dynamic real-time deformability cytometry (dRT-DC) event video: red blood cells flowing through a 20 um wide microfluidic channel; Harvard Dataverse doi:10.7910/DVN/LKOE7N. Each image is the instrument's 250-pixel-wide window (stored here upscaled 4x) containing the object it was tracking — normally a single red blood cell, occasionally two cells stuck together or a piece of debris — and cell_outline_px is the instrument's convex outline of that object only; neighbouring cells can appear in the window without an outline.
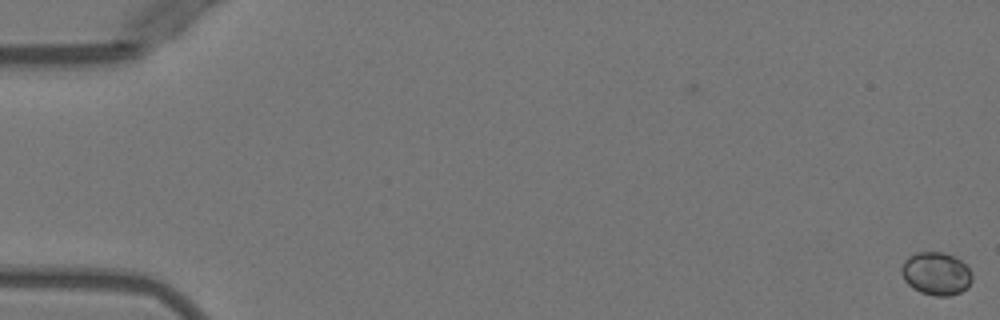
{"species": "Egyptian fruit bat (a non-hibernating species)", "species_latin": "Rousettus aegyptiacus", "temperature_condition": "warm", "stored_images_in_passage": 7, "camera_frame_rate_fps": 3000, "um_per_image_px": 0.085, "animal": {"sex": "female"}, "frame": {"image": 1, "passage_image": 1, "time_ms": 0.0, "image_size_px": [1000, 320], "cell_outline_px": [[972, 280], [968, 288], [960, 292], [948, 296], [936, 296], [920, 292], [912, 288], [904, 280], [900, 272], [900, 268], [904, 260], [908, 256], [916, 252], [944, 252], [956, 256], [968, 268], [972, 276]], "centroid_in_image_um": [79.55, 23.25], "position_along_channel_um": 5.5, "area_um2": 17.92}}
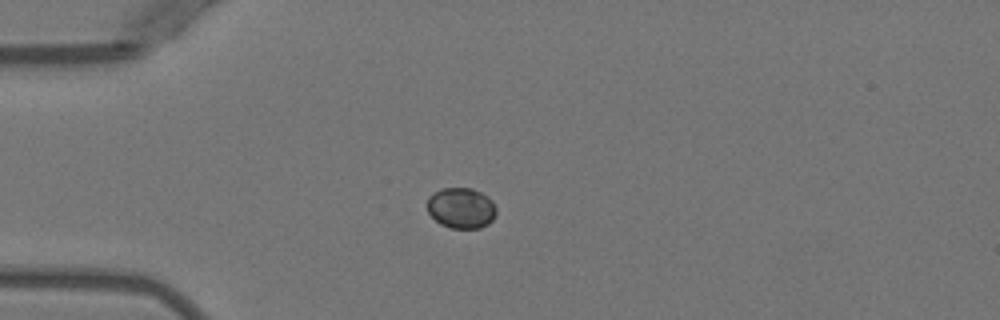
{"frame": {"image": 2, "passage_image": 5, "time_ms": 4.667, "image_size_px": [1000, 320], "cell_outline_px": [[496, 216], [488, 224], [480, 228], [452, 228], [440, 224], [428, 212], [428, 196], [440, 188], [472, 188], [488, 196], [492, 200], [496, 208]], "centroid_in_image_um": [39.22, 17.67], "position_along_channel_um": 45.8, "area_um2": 16.47}}